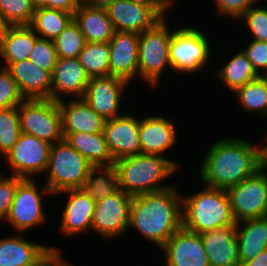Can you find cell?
I'll list each match as a JSON object with an SVG mask.
<instances>
[{"instance_id":"48","label":"cell","mask_w":267,"mask_h":266,"mask_svg":"<svg viewBox=\"0 0 267 266\" xmlns=\"http://www.w3.org/2000/svg\"><path fill=\"white\" fill-rule=\"evenodd\" d=\"M61 253L62 252L58 248L55 249V266H73L66 262Z\"/></svg>"},{"instance_id":"9","label":"cell","mask_w":267,"mask_h":266,"mask_svg":"<svg viewBox=\"0 0 267 266\" xmlns=\"http://www.w3.org/2000/svg\"><path fill=\"white\" fill-rule=\"evenodd\" d=\"M267 167L228 188L231 212L236 223L267 216Z\"/></svg>"},{"instance_id":"33","label":"cell","mask_w":267,"mask_h":266,"mask_svg":"<svg viewBox=\"0 0 267 266\" xmlns=\"http://www.w3.org/2000/svg\"><path fill=\"white\" fill-rule=\"evenodd\" d=\"M234 93L246 111L267 116V84L261 77L239 87Z\"/></svg>"},{"instance_id":"15","label":"cell","mask_w":267,"mask_h":266,"mask_svg":"<svg viewBox=\"0 0 267 266\" xmlns=\"http://www.w3.org/2000/svg\"><path fill=\"white\" fill-rule=\"evenodd\" d=\"M165 266H210L201 235L181 227L160 248Z\"/></svg>"},{"instance_id":"31","label":"cell","mask_w":267,"mask_h":266,"mask_svg":"<svg viewBox=\"0 0 267 266\" xmlns=\"http://www.w3.org/2000/svg\"><path fill=\"white\" fill-rule=\"evenodd\" d=\"M73 20V13L40 7L35 9L29 25L40 38L54 40Z\"/></svg>"},{"instance_id":"12","label":"cell","mask_w":267,"mask_h":266,"mask_svg":"<svg viewBox=\"0 0 267 266\" xmlns=\"http://www.w3.org/2000/svg\"><path fill=\"white\" fill-rule=\"evenodd\" d=\"M51 144L35 136L21 133L14 146L4 155L12 175L22 179L45 172ZM14 172V173H13Z\"/></svg>"},{"instance_id":"23","label":"cell","mask_w":267,"mask_h":266,"mask_svg":"<svg viewBox=\"0 0 267 266\" xmlns=\"http://www.w3.org/2000/svg\"><path fill=\"white\" fill-rule=\"evenodd\" d=\"M64 102V99L58 101L63 137L74 132H103L106 119L97 114L83 98H74L67 104Z\"/></svg>"},{"instance_id":"14","label":"cell","mask_w":267,"mask_h":266,"mask_svg":"<svg viewBox=\"0 0 267 266\" xmlns=\"http://www.w3.org/2000/svg\"><path fill=\"white\" fill-rule=\"evenodd\" d=\"M138 127L139 119L131 112L106 120L103 133L114 161L142 153Z\"/></svg>"},{"instance_id":"46","label":"cell","mask_w":267,"mask_h":266,"mask_svg":"<svg viewBox=\"0 0 267 266\" xmlns=\"http://www.w3.org/2000/svg\"><path fill=\"white\" fill-rule=\"evenodd\" d=\"M34 266H55V249H52L43 259Z\"/></svg>"},{"instance_id":"18","label":"cell","mask_w":267,"mask_h":266,"mask_svg":"<svg viewBox=\"0 0 267 266\" xmlns=\"http://www.w3.org/2000/svg\"><path fill=\"white\" fill-rule=\"evenodd\" d=\"M52 100H63L62 95L83 98L90 77L78 58H57L52 73Z\"/></svg>"},{"instance_id":"8","label":"cell","mask_w":267,"mask_h":266,"mask_svg":"<svg viewBox=\"0 0 267 266\" xmlns=\"http://www.w3.org/2000/svg\"><path fill=\"white\" fill-rule=\"evenodd\" d=\"M18 113L22 133L50 144L64 138L58 102L52 99H25L18 106Z\"/></svg>"},{"instance_id":"6","label":"cell","mask_w":267,"mask_h":266,"mask_svg":"<svg viewBox=\"0 0 267 266\" xmlns=\"http://www.w3.org/2000/svg\"><path fill=\"white\" fill-rule=\"evenodd\" d=\"M162 18L152 28L139 34L138 44V74L142 81L157 85L164 69L170 68L169 43L173 35Z\"/></svg>"},{"instance_id":"45","label":"cell","mask_w":267,"mask_h":266,"mask_svg":"<svg viewBox=\"0 0 267 266\" xmlns=\"http://www.w3.org/2000/svg\"><path fill=\"white\" fill-rule=\"evenodd\" d=\"M241 266H267V249L263 250L255 258L242 263Z\"/></svg>"},{"instance_id":"30","label":"cell","mask_w":267,"mask_h":266,"mask_svg":"<svg viewBox=\"0 0 267 266\" xmlns=\"http://www.w3.org/2000/svg\"><path fill=\"white\" fill-rule=\"evenodd\" d=\"M80 189L94 201L103 200L114 194L119 189L115 165L93 166Z\"/></svg>"},{"instance_id":"42","label":"cell","mask_w":267,"mask_h":266,"mask_svg":"<svg viewBox=\"0 0 267 266\" xmlns=\"http://www.w3.org/2000/svg\"><path fill=\"white\" fill-rule=\"evenodd\" d=\"M249 43L242 51L250 60L256 72L261 75V71L263 72L267 68V42L252 40Z\"/></svg>"},{"instance_id":"47","label":"cell","mask_w":267,"mask_h":266,"mask_svg":"<svg viewBox=\"0 0 267 266\" xmlns=\"http://www.w3.org/2000/svg\"><path fill=\"white\" fill-rule=\"evenodd\" d=\"M115 0H82L83 3L95 6V7H106L107 5L113 3Z\"/></svg>"},{"instance_id":"43","label":"cell","mask_w":267,"mask_h":266,"mask_svg":"<svg viewBox=\"0 0 267 266\" xmlns=\"http://www.w3.org/2000/svg\"><path fill=\"white\" fill-rule=\"evenodd\" d=\"M81 3L82 0H32V4L35 9L40 7H47L71 12L73 14Z\"/></svg>"},{"instance_id":"7","label":"cell","mask_w":267,"mask_h":266,"mask_svg":"<svg viewBox=\"0 0 267 266\" xmlns=\"http://www.w3.org/2000/svg\"><path fill=\"white\" fill-rule=\"evenodd\" d=\"M202 31L192 26L173 31L169 43V60L173 71L196 73L204 68L210 58L211 42Z\"/></svg>"},{"instance_id":"19","label":"cell","mask_w":267,"mask_h":266,"mask_svg":"<svg viewBox=\"0 0 267 266\" xmlns=\"http://www.w3.org/2000/svg\"><path fill=\"white\" fill-rule=\"evenodd\" d=\"M173 119L163 116H146L139 120V137L144 154L163 155L178 138Z\"/></svg>"},{"instance_id":"36","label":"cell","mask_w":267,"mask_h":266,"mask_svg":"<svg viewBox=\"0 0 267 266\" xmlns=\"http://www.w3.org/2000/svg\"><path fill=\"white\" fill-rule=\"evenodd\" d=\"M18 106L0 110V153L4 155L21 135Z\"/></svg>"},{"instance_id":"11","label":"cell","mask_w":267,"mask_h":266,"mask_svg":"<svg viewBox=\"0 0 267 266\" xmlns=\"http://www.w3.org/2000/svg\"><path fill=\"white\" fill-rule=\"evenodd\" d=\"M132 196L118 189L103 200L96 201L91 230L102 238H120L129 229Z\"/></svg>"},{"instance_id":"35","label":"cell","mask_w":267,"mask_h":266,"mask_svg":"<svg viewBox=\"0 0 267 266\" xmlns=\"http://www.w3.org/2000/svg\"><path fill=\"white\" fill-rule=\"evenodd\" d=\"M53 42L58 58H78L86 44L85 37L74 20L67 25Z\"/></svg>"},{"instance_id":"4","label":"cell","mask_w":267,"mask_h":266,"mask_svg":"<svg viewBox=\"0 0 267 266\" xmlns=\"http://www.w3.org/2000/svg\"><path fill=\"white\" fill-rule=\"evenodd\" d=\"M236 226L225 189L205 185L195 194L182 195V227L201 234L221 227Z\"/></svg>"},{"instance_id":"24","label":"cell","mask_w":267,"mask_h":266,"mask_svg":"<svg viewBox=\"0 0 267 266\" xmlns=\"http://www.w3.org/2000/svg\"><path fill=\"white\" fill-rule=\"evenodd\" d=\"M21 236L0 238V266H34L52 249H56Z\"/></svg>"},{"instance_id":"32","label":"cell","mask_w":267,"mask_h":266,"mask_svg":"<svg viewBox=\"0 0 267 266\" xmlns=\"http://www.w3.org/2000/svg\"><path fill=\"white\" fill-rule=\"evenodd\" d=\"M108 42H86L78 59L87 75L92 77L110 76Z\"/></svg>"},{"instance_id":"25","label":"cell","mask_w":267,"mask_h":266,"mask_svg":"<svg viewBox=\"0 0 267 266\" xmlns=\"http://www.w3.org/2000/svg\"><path fill=\"white\" fill-rule=\"evenodd\" d=\"M38 38L29 25L0 27V57L5 63L2 67L27 60Z\"/></svg>"},{"instance_id":"10","label":"cell","mask_w":267,"mask_h":266,"mask_svg":"<svg viewBox=\"0 0 267 266\" xmlns=\"http://www.w3.org/2000/svg\"><path fill=\"white\" fill-rule=\"evenodd\" d=\"M53 194L45 185L41 191L33 178L23 179L17 187L15 198L5 221L17 231L24 232L45 223L43 195Z\"/></svg>"},{"instance_id":"37","label":"cell","mask_w":267,"mask_h":266,"mask_svg":"<svg viewBox=\"0 0 267 266\" xmlns=\"http://www.w3.org/2000/svg\"><path fill=\"white\" fill-rule=\"evenodd\" d=\"M25 100L11 72L0 68V110L19 106Z\"/></svg>"},{"instance_id":"2","label":"cell","mask_w":267,"mask_h":266,"mask_svg":"<svg viewBox=\"0 0 267 266\" xmlns=\"http://www.w3.org/2000/svg\"><path fill=\"white\" fill-rule=\"evenodd\" d=\"M182 227V196L172 187L132 197L129 229L159 249Z\"/></svg>"},{"instance_id":"40","label":"cell","mask_w":267,"mask_h":266,"mask_svg":"<svg viewBox=\"0 0 267 266\" xmlns=\"http://www.w3.org/2000/svg\"><path fill=\"white\" fill-rule=\"evenodd\" d=\"M22 180L17 176L2 177V174H0V221L5 222L15 198L18 184Z\"/></svg>"},{"instance_id":"44","label":"cell","mask_w":267,"mask_h":266,"mask_svg":"<svg viewBox=\"0 0 267 266\" xmlns=\"http://www.w3.org/2000/svg\"><path fill=\"white\" fill-rule=\"evenodd\" d=\"M136 4L150 6L161 18L166 17L165 13L171 8L172 0H130Z\"/></svg>"},{"instance_id":"1","label":"cell","mask_w":267,"mask_h":266,"mask_svg":"<svg viewBox=\"0 0 267 266\" xmlns=\"http://www.w3.org/2000/svg\"><path fill=\"white\" fill-rule=\"evenodd\" d=\"M241 138H223L213 143L201 164V181L225 189L254 175L264 166V147Z\"/></svg>"},{"instance_id":"38","label":"cell","mask_w":267,"mask_h":266,"mask_svg":"<svg viewBox=\"0 0 267 266\" xmlns=\"http://www.w3.org/2000/svg\"><path fill=\"white\" fill-rule=\"evenodd\" d=\"M57 58V52L53 40L39 37L36 40L28 59L41 69L52 74Z\"/></svg>"},{"instance_id":"28","label":"cell","mask_w":267,"mask_h":266,"mask_svg":"<svg viewBox=\"0 0 267 266\" xmlns=\"http://www.w3.org/2000/svg\"><path fill=\"white\" fill-rule=\"evenodd\" d=\"M64 139L93 166H110L115 161L110 154L103 132L68 133Z\"/></svg>"},{"instance_id":"21","label":"cell","mask_w":267,"mask_h":266,"mask_svg":"<svg viewBox=\"0 0 267 266\" xmlns=\"http://www.w3.org/2000/svg\"><path fill=\"white\" fill-rule=\"evenodd\" d=\"M200 235L210 266H241L236 226L221 227Z\"/></svg>"},{"instance_id":"3","label":"cell","mask_w":267,"mask_h":266,"mask_svg":"<svg viewBox=\"0 0 267 266\" xmlns=\"http://www.w3.org/2000/svg\"><path fill=\"white\" fill-rule=\"evenodd\" d=\"M119 189L134 197L141 194L166 190L163 180L178 171L176 161L156 154H137L115 161Z\"/></svg>"},{"instance_id":"49","label":"cell","mask_w":267,"mask_h":266,"mask_svg":"<svg viewBox=\"0 0 267 266\" xmlns=\"http://www.w3.org/2000/svg\"><path fill=\"white\" fill-rule=\"evenodd\" d=\"M260 77H261V78L266 82V84H267V68H266L263 72H261Z\"/></svg>"},{"instance_id":"17","label":"cell","mask_w":267,"mask_h":266,"mask_svg":"<svg viewBox=\"0 0 267 266\" xmlns=\"http://www.w3.org/2000/svg\"><path fill=\"white\" fill-rule=\"evenodd\" d=\"M108 43L110 76L119 77L131 83L138 74L139 34L115 31Z\"/></svg>"},{"instance_id":"20","label":"cell","mask_w":267,"mask_h":266,"mask_svg":"<svg viewBox=\"0 0 267 266\" xmlns=\"http://www.w3.org/2000/svg\"><path fill=\"white\" fill-rule=\"evenodd\" d=\"M61 193L70 194L62 213L59 226L61 233L73 237L75 234L91 231L96 201L81 189H69L59 192Z\"/></svg>"},{"instance_id":"27","label":"cell","mask_w":267,"mask_h":266,"mask_svg":"<svg viewBox=\"0 0 267 266\" xmlns=\"http://www.w3.org/2000/svg\"><path fill=\"white\" fill-rule=\"evenodd\" d=\"M236 234L242 264L267 249V216L236 223Z\"/></svg>"},{"instance_id":"29","label":"cell","mask_w":267,"mask_h":266,"mask_svg":"<svg viewBox=\"0 0 267 266\" xmlns=\"http://www.w3.org/2000/svg\"><path fill=\"white\" fill-rule=\"evenodd\" d=\"M215 73L216 77L221 80L232 93L239 87L260 77L242 50L238 51Z\"/></svg>"},{"instance_id":"5","label":"cell","mask_w":267,"mask_h":266,"mask_svg":"<svg viewBox=\"0 0 267 266\" xmlns=\"http://www.w3.org/2000/svg\"><path fill=\"white\" fill-rule=\"evenodd\" d=\"M93 165L76 151L66 139L51 144L44 174L46 186L53 194L80 189Z\"/></svg>"},{"instance_id":"22","label":"cell","mask_w":267,"mask_h":266,"mask_svg":"<svg viewBox=\"0 0 267 266\" xmlns=\"http://www.w3.org/2000/svg\"><path fill=\"white\" fill-rule=\"evenodd\" d=\"M7 69L25 99H52V74L29 59L11 63Z\"/></svg>"},{"instance_id":"39","label":"cell","mask_w":267,"mask_h":266,"mask_svg":"<svg viewBox=\"0 0 267 266\" xmlns=\"http://www.w3.org/2000/svg\"><path fill=\"white\" fill-rule=\"evenodd\" d=\"M239 19L245 21L253 40L267 42V6H252Z\"/></svg>"},{"instance_id":"50","label":"cell","mask_w":267,"mask_h":266,"mask_svg":"<svg viewBox=\"0 0 267 266\" xmlns=\"http://www.w3.org/2000/svg\"><path fill=\"white\" fill-rule=\"evenodd\" d=\"M264 165L267 167V144L264 147Z\"/></svg>"},{"instance_id":"34","label":"cell","mask_w":267,"mask_h":266,"mask_svg":"<svg viewBox=\"0 0 267 266\" xmlns=\"http://www.w3.org/2000/svg\"><path fill=\"white\" fill-rule=\"evenodd\" d=\"M34 12L32 0H0V27L30 25Z\"/></svg>"},{"instance_id":"16","label":"cell","mask_w":267,"mask_h":266,"mask_svg":"<svg viewBox=\"0 0 267 266\" xmlns=\"http://www.w3.org/2000/svg\"><path fill=\"white\" fill-rule=\"evenodd\" d=\"M114 30L141 34L162 18L150 7L130 0H115L105 7Z\"/></svg>"},{"instance_id":"41","label":"cell","mask_w":267,"mask_h":266,"mask_svg":"<svg viewBox=\"0 0 267 266\" xmlns=\"http://www.w3.org/2000/svg\"><path fill=\"white\" fill-rule=\"evenodd\" d=\"M259 0H214L219 15L239 19L249 8L257 5ZM261 1V0H260Z\"/></svg>"},{"instance_id":"13","label":"cell","mask_w":267,"mask_h":266,"mask_svg":"<svg viewBox=\"0 0 267 266\" xmlns=\"http://www.w3.org/2000/svg\"><path fill=\"white\" fill-rule=\"evenodd\" d=\"M128 82L114 76L92 77L89 80L83 99L104 119L109 120L123 114L119 113L121 96Z\"/></svg>"},{"instance_id":"26","label":"cell","mask_w":267,"mask_h":266,"mask_svg":"<svg viewBox=\"0 0 267 266\" xmlns=\"http://www.w3.org/2000/svg\"><path fill=\"white\" fill-rule=\"evenodd\" d=\"M73 20L78 24L86 42H109L115 33L104 7L82 2L74 11Z\"/></svg>"}]
</instances>
